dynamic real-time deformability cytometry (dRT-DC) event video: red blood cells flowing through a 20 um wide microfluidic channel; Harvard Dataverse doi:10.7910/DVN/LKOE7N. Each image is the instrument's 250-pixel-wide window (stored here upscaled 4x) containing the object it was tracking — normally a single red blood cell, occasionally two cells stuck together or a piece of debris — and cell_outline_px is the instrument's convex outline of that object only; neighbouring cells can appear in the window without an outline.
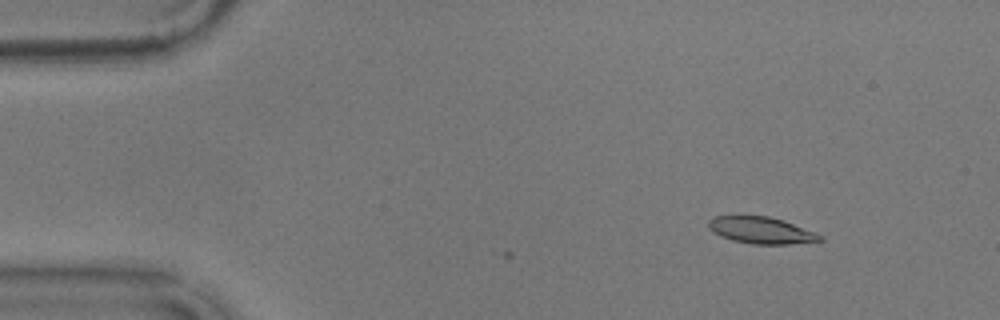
{"species": "common noctule bat (a hibernating species)", "species_latin": "Nyctalus noctula", "temperature_condition": "warm", "stored_images_in_passage": 2, "camera_frame_rate_fps": 3000, "um_per_image_px": 0.085, "animal": {"sex": "male", "body_mass_g": 17.9}, "frame": {"image": 1, "passage_image": 2, "time_ms": 0.333, "image_size_px": [1000, 320], "cell_outline_px": [[824, 240], [788, 244], [752, 244], [732, 240], [720, 236], [712, 232], [708, 228], [708, 220], [716, 216], [768, 216], [784, 220], [824, 236]], "centroid_in_image_um": [64.68, 19.58], "position_along_channel_um": 20.3, "area_um2": 17.34}}